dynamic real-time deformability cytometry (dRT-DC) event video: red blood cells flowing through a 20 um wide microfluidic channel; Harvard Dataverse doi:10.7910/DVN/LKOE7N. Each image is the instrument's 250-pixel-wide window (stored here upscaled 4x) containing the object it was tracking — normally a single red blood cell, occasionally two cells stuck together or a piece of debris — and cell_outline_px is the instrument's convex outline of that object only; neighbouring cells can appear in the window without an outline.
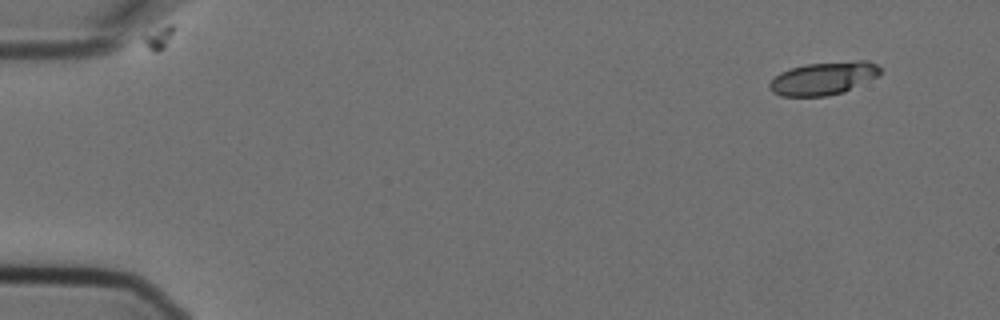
{"species": "Egyptian fruit bat (a non-hibernating species)", "species_latin": "Rousettus aegyptiacus", "temperature_condition": "cold", "stored_images_in_passage": 6, "segment_of_instrument_passage": [2, 2], "camera_frame_rate_fps": 3000, "um_per_image_px": 0.085, "animal": {"sex": "female"}, "frame": {"image": 1, "passage_image": 6, "time_ms": 1.667, "image_size_px": [1000, 320], "cell_outline_px": [[880, 76], [844, 92], [824, 96], [780, 96], [772, 92], [768, 88], [768, 84], [780, 72], [792, 68], [808, 64], [856, 60], [868, 60], [876, 64], [880, 68]], "centroid_in_image_um": [70.02, 6.66], "position_along_channel_um": 15.0, "area_um2": 21.33}}